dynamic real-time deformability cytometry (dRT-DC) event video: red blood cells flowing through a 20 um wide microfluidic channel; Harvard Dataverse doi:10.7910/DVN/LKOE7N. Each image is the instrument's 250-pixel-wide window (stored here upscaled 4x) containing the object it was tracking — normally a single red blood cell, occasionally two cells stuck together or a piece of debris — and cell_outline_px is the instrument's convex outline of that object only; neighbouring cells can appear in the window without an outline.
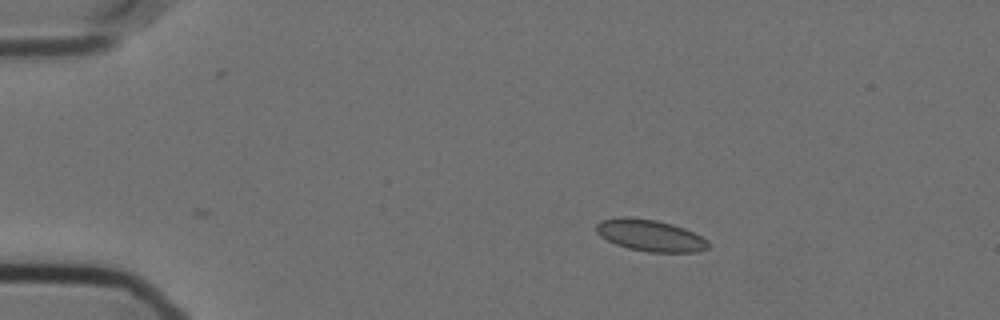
{"species": "Egyptian fruit bat (a non-hibernating species)", "species_latin": "Rousettus aegyptiacus", "temperature_condition": "cold", "stored_images_in_passage": 8, "camera_frame_rate_fps": 3000, "um_per_image_px": 0.085, "animal": {"sex": "female"}, "frame": {"image": 1, "passage_image": 1, "time_ms": 0.0, "image_size_px": [1000, 320], "cell_outline_px": [[708, 248], [696, 252], [648, 252], [628, 248], [616, 244], [600, 236], [596, 232], [596, 224], [600, 220], [620, 216], [628, 216], [656, 220], [672, 224], [684, 228], [708, 240]], "centroid_in_image_um": [55.23, 20.0], "position_along_channel_um": 29.8, "area_um2": 20.69}}